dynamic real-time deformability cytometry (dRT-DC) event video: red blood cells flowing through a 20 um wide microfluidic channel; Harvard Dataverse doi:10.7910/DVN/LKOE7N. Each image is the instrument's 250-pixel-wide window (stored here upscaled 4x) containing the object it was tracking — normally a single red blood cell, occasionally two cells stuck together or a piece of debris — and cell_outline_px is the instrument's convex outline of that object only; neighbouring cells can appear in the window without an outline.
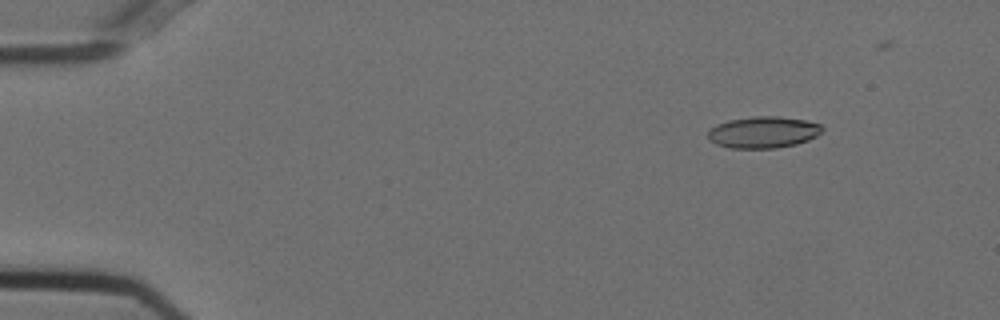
{"species": "Egyptian fruit bat (a non-hibernating species)", "species_latin": "Rousettus aegyptiacus", "temperature_condition": "cold", "stored_images_in_passage": 51, "camera_frame_rate_fps": 3000, "um_per_image_px": 0.085, "animal": {"sex": "female"}, "frame": {"image": 1, "passage_image": 5, "time_ms": 1.333, "image_size_px": [1000, 320], "cell_outline_px": [[824, 128], [816, 136], [808, 140], [796, 144], [776, 148], [732, 148], [716, 144], [708, 140], [708, 132], [716, 124], [728, 120], [756, 116], [776, 116], [808, 120], [820, 124]], "centroid_in_image_um": [64.88, 11.23], "position_along_channel_um": 20.1, "area_um2": 21.04}}
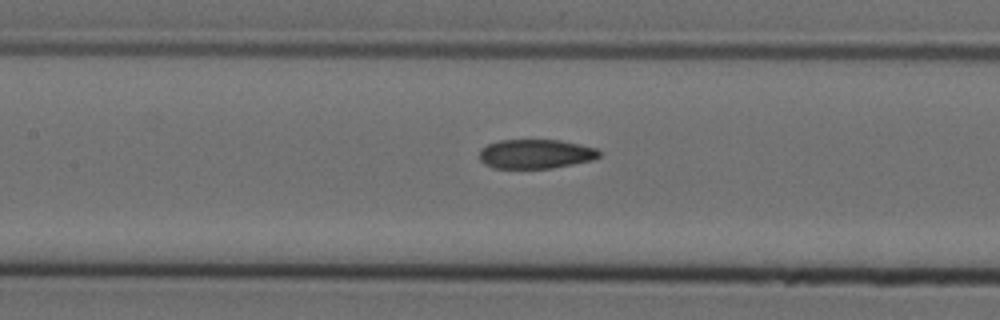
{"frame": {"image": 2, "passage_image": 24, "time_ms": 7.667, "image_size_px": [1000, 320], "cell_outline_px": [[600, 156], [592, 160], [552, 168], [492, 168], [484, 164], [480, 160], [480, 148], [488, 144], [500, 140], [560, 140], [580, 144], [596, 148], [600, 152]], "centroid_in_image_um": [45.51, 13.08], "position_along_channel_um": 161.9, "area_um2": 20.46}}
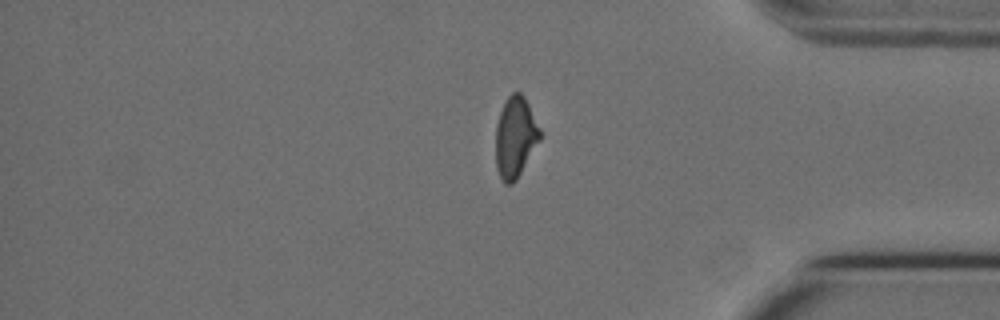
{"frame": {"image": 3, "passage_image": 44, "time_ms": 14.333, "image_size_px": [1000, 320], "cell_outline_px": [[540, 140], [516, 180], [512, 184], [504, 184], [496, 168], [496, 124], [500, 112], [508, 96], [512, 92], [520, 92], [524, 96], [540, 128]], "centroid_in_image_um": [43.79, 11.66], "position_along_channel_um": 391.4, "area_um2": 20.69}, "authors_computed_cell_mechanics": {"area_um2": 21.5016, "velocity_mm_per_s": 3.7371, "shape_relaxation_time_tau1_ms": 8.2775, "shape_relaxation_time_tau2_ms": 2.45, "deformation_change_tau1": 0.2038, "deformation_change_tau2": 0.0775}}